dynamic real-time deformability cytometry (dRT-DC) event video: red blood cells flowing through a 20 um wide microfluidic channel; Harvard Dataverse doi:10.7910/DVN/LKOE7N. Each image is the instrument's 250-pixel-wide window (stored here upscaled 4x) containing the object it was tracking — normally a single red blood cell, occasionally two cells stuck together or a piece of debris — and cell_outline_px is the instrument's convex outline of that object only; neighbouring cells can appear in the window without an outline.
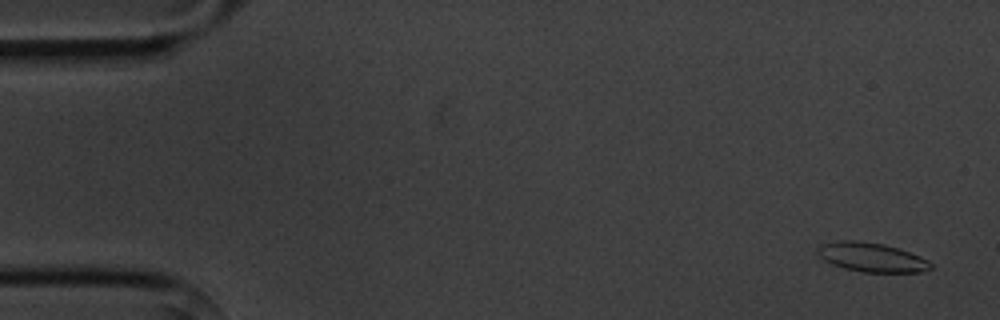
{"species": "common noctule bat (a hibernating species)", "species_latin": "Nyctalus noctula", "temperature_condition": "cold", "stored_images_in_passage": 4, "camera_frame_rate_fps": 3000, "um_per_image_px": 0.085, "animal": {"sex": "male", "body_mass_g": 20.1, "forearm_length_mm": 53.5}, "frame": {"image": 1, "passage_image": 1, "time_ms": 0.0, "image_size_px": [1000, 320], "cell_outline_px": [[932, 268], [920, 272], [864, 272], [844, 268], [832, 264], [824, 260], [816, 252], [816, 248], [820, 244], [836, 240], [860, 240], [884, 244], [920, 256], [928, 260], [932, 264]], "centroid_in_image_um": [74.04, 21.85], "position_along_channel_um": 11.0, "area_um2": 19.31}}